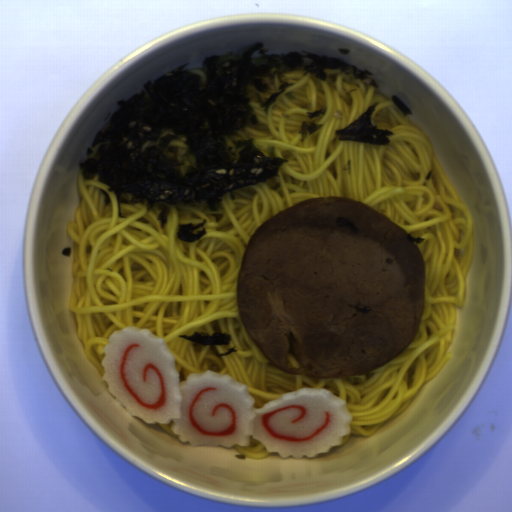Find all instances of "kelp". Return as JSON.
<instances>
[{
  "mask_svg": "<svg viewBox=\"0 0 512 512\" xmlns=\"http://www.w3.org/2000/svg\"><path fill=\"white\" fill-rule=\"evenodd\" d=\"M269 48L258 42L241 55L226 50L203 59L206 84L188 69L177 67L147 81L141 91L113 113L105 132L98 131L91 148L94 158L77 166L86 180L99 174L117 197L118 218L122 193L130 203L149 207L156 203L198 206L205 201L217 211L222 196L243 187L265 183L279 176V168L290 160L266 157L255 138L237 140L234 148L225 137L259 124L250 105L249 86L266 92L264 78L288 69H304L316 79L327 80L325 69L341 70L365 80L373 72L333 56L305 51L265 55ZM303 76V77H304Z\"/></svg>",
  "mask_w": 512,
  "mask_h": 512,
  "instance_id": "kelp-1",
  "label": "kelp"
},
{
  "mask_svg": "<svg viewBox=\"0 0 512 512\" xmlns=\"http://www.w3.org/2000/svg\"><path fill=\"white\" fill-rule=\"evenodd\" d=\"M378 103H373L363 114L348 124L344 129H335L338 141H363L371 145H385L391 142L386 136L393 132L378 128L372 121V114Z\"/></svg>",
  "mask_w": 512,
  "mask_h": 512,
  "instance_id": "kelp-2",
  "label": "kelp"
},
{
  "mask_svg": "<svg viewBox=\"0 0 512 512\" xmlns=\"http://www.w3.org/2000/svg\"><path fill=\"white\" fill-rule=\"evenodd\" d=\"M180 337L191 340L195 343L205 346H227L232 337L227 333H213L212 336L204 332H195L193 335L178 334Z\"/></svg>",
  "mask_w": 512,
  "mask_h": 512,
  "instance_id": "kelp-3",
  "label": "kelp"
},
{
  "mask_svg": "<svg viewBox=\"0 0 512 512\" xmlns=\"http://www.w3.org/2000/svg\"><path fill=\"white\" fill-rule=\"evenodd\" d=\"M206 224V219L199 224L194 225L192 222L189 224L179 225L177 232V239L185 241V242H194L197 241L204 235H207L206 228L204 227L202 230H198ZM197 230V234H193V231Z\"/></svg>",
  "mask_w": 512,
  "mask_h": 512,
  "instance_id": "kelp-4",
  "label": "kelp"
}]
</instances>
